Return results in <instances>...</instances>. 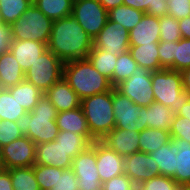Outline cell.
<instances>
[{"label":"cell","mask_w":190,"mask_h":190,"mask_svg":"<svg viewBox=\"0 0 190 190\" xmlns=\"http://www.w3.org/2000/svg\"><path fill=\"white\" fill-rule=\"evenodd\" d=\"M96 140L72 162L79 190H94L102 186L96 165Z\"/></svg>","instance_id":"obj_10"},{"label":"cell","mask_w":190,"mask_h":190,"mask_svg":"<svg viewBox=\"0 0 190 190\" xmlns=\"http://www.w3.org/2000/svg\"><path fill=\"white\" fill-rule=\"evenodd\" d=\"M190 67V39L175 42L174 70L182 72Z\"/></svg>","instance_id":"obj_40"},{"label":"cell","mask_w":190,"mask_h":190,"mask_svg":"<svg viewBox=\"0 0 190 190\" xmlns=\"http://www.w3.org/2000/svg\"><path fill=\"white\" fill-rule=\"evenodd\" d=\"M63 62L49 49L25 71V79L43 93L63 77Z\"/></svg>","instance_id":"obj_7"},{"label":"cell","mask_w":190,"mask_h":190,"mask_svg":"<svg viewBox=\"0 0 190 190\" xmlns=\"http://www.w3.org/2000/svg\"><path fill=\"white\" fill-rule=\"evenodd\" d=\"M44 94L55 106L58 113L78 108L81 105L80 98L63 77Z\"/></svg>","instance_id":"obj_20"},{"label":"cell","mask_w":190,"mask_h":190,"mask_svg":"<svg viewBox=\"0 0 190 190\" xmlns=\"http://www.w3.org/2000/svg\"><path fill=\"white\" fill-rule=\"evenodd\" d=\"M21 137H23V135L16 122L0 120V149Z\"/></svg>","instance_id":"obj_42"},{"label":"cell","mask_w":190,"mask_h":190,"mask_svg":"<svg viewBox=\"0 0 190 190\" xmlns=\"http://www.w3.org/2000/svg\"><path fill=\"white\" fill-rule=\"evenodd\" d=\"M72 162L73 159L56 141L36 145L35 164L69 169Z\"/></svg>","instance_id":"obj_18"},{"label":"cell","mask_w":190,"mask_h":190,"mask_svg":"<svg viewBox=\"0 0 190 190\" xmlns=\"http://www.w3.org/2000/svg\"><path fill=\"white\" fill-rule=\"evenodd\" d=\"M152 72L137 66L131 77L120 82L114 88L127 96L139 107H148L155 102L152 90Z\"/></svg>","instance_id":"obj_8"},{"label":"cell","mask_w":190,"mask_h":190,"mask_svg":"<svg viewBox=\"0 0 190 190\" xmlns=\"http://www.w3.org/2000/svg\"><path fill=\"white\" fill-rule=\"evenodd\" d=\"M154 158L145 152H135L124 157V173L135 183L147 181L154 176Z\"/></svg>","instance_id":"obj_17"},{"label":"cell","mask_w":190,"mask_h":190,"mask_svg":"<svg viewBox=\"0 0 190 190\" xmlns=\"http://www.w3.org/2000/svg\"><path fill=\"white\" fill-rule=\"evenodd\" d=\"M151 80L155 102L171 108L175 114L190 99L183 88L181 72L172 69L154 71Z\"/></svg>","instance_id":"obj_5"},{"label":"cell","mask_w":190,"mask_h":190,"mask_svg":"<svg viewBox=\"0 0 190 190\" xmlns=\"http://www.w3.org/2000/svg\"><path fill=\"white\" fill-rule=\"evenodd\" d=\"M8 90L27 112H31L33 110L39 99L44 94L40 89L29 83L26 79L21 81L19 84L8 88Z\"/></svg>","instance_id":"obj_27"},{"label":"cell","mask_w":190,"mask_h":190,"mask_svg":"<svg viewBox=\"0 0 190 190\" xmlns=\"http://www.w3.org/2000/svg\"><path fill=\"white\" fill-rule=\"evenodd\" d=\"M6 170L5 169V166H4V162H3V158H2V152H1V149H0V172Z\"/></svg>","instance_id":"obj_55"},{"label":"cell","mask_w":190,"mask_h":190,"mask_svg":"<svg viewBox=\"0 0 190 190\" xmlns=\"http://www.w3.org/2000/svg\"><path fill=\"white\" fill-rule=\"evenodd\" d=\"M170 135L171 138L184 139L190 143V120L175 114L170 128Z\"/></svg>","instance_id":"obj_44"},{"label":"cell","mask_w":190,"mask_h":190,"mask_svg":"<svg viewBox=\"0 0 190 190\" xmlns=\"http://www.w3.org/2000/svg\"><path fill=\"white\" fill-rule=\"evenodd\" d=\"M179 28L183 39H190V16L179 19Z\"/></svg>","instance_id":"obj_50"},{"label":"cell","mask_w":190,"mask_h":190,"mask_svg":"<svg viewBox=\"0 0 190 190\" xmlns=\"http://www.w3.org/2000/svg\"><path fill=\"white\" fill-rule=\"evenodd\" d=\"M180 186L172 177L155 175L137 185L136 190H179Z\"/></svg>","instance_id":"obj_39"},{"label":"cell","mask_w":190,"mask_h":190,"mask_svg":"<svg viewBox=\"0 0 190 190\" xmlns=\"http://www.w3.org/2000/svg\"><path fill=\"white\" fill-rule=\"evenodd\" d=\"M25 79V72L17 62L15 56L7 51L0 55V85L8 89Z\"/></svg>","instance_id":"obj_24"},{"label":"cell","mask_w":190,"mask_h":190,"mask_svg":"<svg viewBox=\"0 0 190 190\" xmlns=\"http://www.w3.org/2000/svg\"><path fill=\"white\" fill-rule=\"evenodd\" d=\"M53 21L34 4L10 25L11 40H34L48 45Z\"/></svg>","instance_id":"obj_6"},{"label":"cell","mask_w":190,"mask_h":190,"mask_svg":"<svg viewBox=\"0 0 190 190\" xmlns=\"http://www.w3.org/2000/svg\"><path fill=\"white\" fill-rule=\"evenodd\" d=\"M177 115L186 117L190 120V99L183 107L177 112Z\"/></svg>","instance_id":"obj_54"},{"label":"cell","mask_w":190,"mask_h":190,"mask_svg":"<svg viewBox=\"0 0 190 190\" xmlns=\"http://www.w3.org/2000/svg\"><path fill=\"white\" fill-rule=\"evenodd\" d=\"M33 4V0H0V11L7 25L14 23Z\"/></svg>","instance_id":"obj_36"},{"label":"cell","mask_w":190,"mask_h":190,"mask_svg":"<svg viewBox=\"0 0 190 190\" xmlns=\"http://www.w3.org/2000/svg\"><path fill=\"white\" fill-rule=\"evenodd\" d=\"M146 14L157 17L166 16L168 14L167 0H152Z\"/></svg>","instance_id":"obj_47"},{"label":"cell","mask_w":190,"mask_h":190,"mask_svg":"<svg viewBox=\"0 0 190 190\" xmlns=\"http://www.w3.org/2000/svg\"><path fill=\"white\" fill-rule=\"evenodd\" d=\"M168 14L179 20L190 16V0H167Z\"/></svg>","instance_id":"obj_45"},{"label":"cell","mask_w":190,"mask_h":190,"mask_svg":"<svg viewBox=\"0 0 190 190\" xmlns=\"http://www.w3.org/2000/svg\"><path fill=\"white\" fill-rule=\"evenodd\" d=\"M137 66V62L132 58L129 51L118 55L113 77L110 79L112 86L115 87L120 82L131 77Z\"/></svg>","instance_id":"obj_35"},{"label":"cell","mask_w":190,"mask_h":190,"mask_svg":"<svg viewBox=\"0 0 190 190\" xmlns=\"http://www.w3.org/2000/svg\"><path fill=\"white\" fill-rule=\"evenodd\" d=\"M128 51L139 67L150 72L164 69L159 62L158 43L130 46Z\"/></svg>","instance_id":"obj_26"},{"label":"cell","mask_w":190,"mask_h":190,"mask_svg":"<svg viewBox=\"0 0 190 190\" xmlns=\"http://www.w3.org/2000/svg\"><path fill=\"white\" fill-rule=\"evenodd\" d=\"M158 53L160 65L174 70L175 42L159 41Z\"/></svg>","instance_id":"obj_43"},{"label":"cell","mask_w":190,"mask_h":190,"mask_svg":"<svg viewBox=\"0 0 190 190\" xmlns=\"http://www.w3.org/2000/svg\"><path fill=\"white\" fill-rule=\"evenodd\" d=\"M72 17L94 39L108 21V11L98 0H74Z\"/></svg>","instance_id":"obj_9"},{"label":"cell","mask_w":190,"mask_h":190,"mask_svg":"<svg viewBox=\"0 0 190 190\" xmlns=\"http://www.w3.org/2000/svg\"><path fill=\"white\" fill-rule=\"evenodd\" d=\"M96 165L101 183L124 174V157L96 140Z\"/></svg>","instance_id":"obj_14"},{"label":"cell","mask_w":190,"mask_h":190,"mask_svg":"<svg viewBox=\"0 0 190 190\" xmlns=\"http://www.w3.org/2000/svg\"><path fill=\"white\" fill-rule=\"evenodd\" d=\"M0 190H13L10 174L7 169L0 172Z\"/></svg>","instance_id":"obj_51"},{"label":"cell","mask_w":190,"mask_h":190,"mask_svg":"<svg viewBox=\"0 0 190 190\" xmlns=\"http://www.w3.org/2000/svg\"><path fill=\"white\" fill-rule=\"evenodd\" d=\"M27 111L8 89L0 90V119L16 122Z\"/></svg>","instance_id":"obj_34"},{"label":"cell","mask_w":190,"mask_h":190,"mask_svg":"<svg viewBox=\"0 0 190 190\" xmlns=\"http://www.w3.org/2000/svg\"><path fill=\"white\" fill-rule=\"evenodd\" d=\"M117 57L118 55H114L104 49L94 47L87 55V59L96 68V70L108 79L113 77Z\"/></svg>","instance_id":"obj_30"},{"label":"cell","mask_w":190,"mask_h":190,"mask_svg":"<svg viewBox=\"0 0 190 190\" xmlns=\"http://www.w3.org/2000/svg\"><path fill=\"white\" fill-rule=\"evenodd\" d=\"M139 137L140 130L131 131L114 128L100 141L120 156L125 157L140 151Z\"/></svg>","instance_id":"obj_16"},{"label":"cell","mask_w":190,"mask_h":190,"mask_svg":"<svg viewBox=\"0 0 190 190\" xmlns=\"http://www.w3.org/2000/svg\"><path fill=\"white\" fill-rule=\"evenodd\" d=\"M152 0H123V4L140 10L146 14L148 6H151Z\"/></svg>","instance_id":"obj_49"},{"label":"cell","mask_w":190,"mask_h":190,"mask_svg":"<svg viewBox=\"0 0 190 190\" xmlns=\"http://www.w3.org/2000/svg\"><path fill=\"white\" fill-rule=\"evenodd\" d=\"M56 123L60 131H71L84 136L91 144L95 139L91 136L87 120L81 107L62 111L57 114Z\"/></svg>","instance_id":"obj_22"},{"label":"cell","mask_w":190,"mask_h":190,"mask_svg":"<svg viewBox=\"0 0 190 190\" xmlns=\"http://www.w3.org/2000/svg\"><path fill=\"white\" fill-rule=\"evenodd\" d=\"M183 88L190 96V67L184 69L182 72Z\"/></svg>","instance_id":"obj_52"},{"label":"cell","mask_w":190,"mask_h":190,"mask_svg":"<svg viewBox=\"0 0 190 190\" xmlns=\"http://www.w3.org/2000/svg\"><path fill=\"white\" fill-rule=\"evenodd\" d=\"M171 140L170 131L155 128L140 129L139 147L141 152L150 154Z\"/></svg>","instance_id":"obj_28"},{"label":"cell","mask_w":190,"mask_h":190,"mask_svg":"<svg viewBox=\"0 0 190 190\" xmlns=\"http://www.w3.org/2000/svg\"><path fill=\"white\" fill-rule=\"evenodd\" d=\"M178 146L175 175L172 177L180 187L190 186V143L187 140L171 138Z\"/></svg>","instance_id":"obj_25"},{"label":"cell","mask_w":190,"mask_h":190,"mask_svg":"<svg viewBox=\"0 0 190 190\" xmlns=\"http://www.w3.org/2000/svg\"><path fill=\"white\" fill-rule=\"evenodd\" d=\"M179 190H190V187H180Z\"/></svg>","instance_id":"obj_57"},{"label":"cell","mask_w":190,"mask_h":190,"mask_svg":"<svg viewBox=\"0 0 190 190\" xmlns=\"http://www.w3.org/2000/svg\"><path fill=\"white\" fill-rule=\"evenodd\" d=\"M5 25H6V23L4 22L3 15H2V13L0 11V27H3Z\"/></svg>","instance_id":"obj_56"},{"label":"cell","mask_w":190,"mask_h":190,"mask_svg":"<svg viewBox=\"0 0 190 190\" xmlns=\"http://www.w3.org/2000/svg\"><path fill=\"white\" fill-rule=\"evenodd\" d=\"M113 113L115 128L122 130H140L137 120L141 114V107L137 106L127 96L112 89Z\"/></svg>","instance_id":"obj_13"},{"label":"cell","mask_w":190,"mask_h":190,"mask_svg":"<svg viewBox=\"0 0 190 190\" xmlns=\"http://www.w3.org/2000/svg\"><path fill=\"white\" fill-rule=\"evenodd\" d=\"M175 113L165 105L153 102L148 107H141L137 120L140 129L155 128L170 131Z\"/></svg>","instance_id":"obj_15"},{"label":"cell","mask_w":190,"mask_h":190,"mask_svg":"<svg viewBox=\"0 0 190 190\" xmlns=\"http://www.w3.org/2000/svg\"><path fill=\"white\" fill-rule=\"evenodd\" d=\"M145 13L127 5H120L108 11V20L119 23L128 31L133 29Z\"/></svg>","instance_id":"obj_32"},{"label":"cell","mask_w":190,"mask_h":190,"mask_svg":"<svg viewBox=\"0 0 190 190\" xmlns=\"http://www.w3.org/2000/svg\"><path fill=\"white\" fill-rule=\"evenodd\" d=\"M5 169L29 167L35 164L36 144L27 136L1 148Z\"/></svg>","instance_id":"obj_12"},{"label":"cell","mask_w":190,"mask_h":190,"mask_svg":"<svg viewBox=\"0 0 190 190\" xmlns=\"http://www.w3.org/2000/svg\"><path fill=\"white\" fill-rule=\"evenodd\" d=\"M50 190H79L77 177L72 168H58L57 180Z\"/></svg>","instance_id":"obj_41"},{"label":"cell","mask_w":190,"mask_h":190,"mask_svg":"<svg viewBox=\"0 0 190 190\" xmlns=\"http://www.w3.org/2000/svg\"><path fill=\"white\" fill-rule=\"evenodd\" d=\"M159 17L144 14L141 21L129 31L130 46L159 43Z\"/></svg>","instance_id":"obj_19"},{"label":"cell","mask_w":190,"mask_h":190,"mask_svg":"<svg viewBox=\"0 0 190 190\" xmlns=\"http://www.w3.org/2000/svg\"><path fill=\"white\" fill-rule=\"evenodd\" d=\"M94 190H105L103 186H100L99 188L97 189H94Z\"/></svg>","instance_id":"obj_58"},{"label":"cell","mask_w":190,"mask_h":190,"mask_svg":"<svg viewBox=\"0 0 190 190\" xmlns=\"http://www.w3.org/2000/svg\"><path fill=\"white\" fill-rule=\"evenodd\" d=\"M7 171L10 174L13 190H40L33 166L12 168Z\"/></svg>","instance_id":"obj_33"},{"label":"cell","mask_w":190,"mask_h":190,"mask_svg":"<svg viewBox=\"0 0 190 190\" xmlns=\"http://www.w3.org/2000/svg\"><path fill=\"white\" fill-rule=\"evenodd\" d=\"M55 141L60 144L72 159L91 146V143L84 136L71 131L59 130Z\"/></svg>","instance_id":"obj_31"},{"label":"cell","mask_w":190,"mask_h":190,"mask_svg":"<svg viewBox=\"0 0 190 190\" xmlns=\"http://www.w3.org/2000/svg\"><path fill=\"white\" fill-rule=\"evenodd\" d=\"M160 41L176 42L182 38L178 20L172 16H160Z\"/></svg>","instance_id":"obj_37"},{"label":"cell","mask_w":190,"mask_h":190,"mask_svg":"<svg viewBox=\"0 0 190 190\" xmlns=\"http://www.w3.org/2000/svg\"><path fill=\"white\" fill-rule=\"evenodd\" d=\"M33 170L40 190H50L57 180L58 168L34 164Z\"/></svg>","instance_id":"obj_38"},{"label":"cell","mask_w":190,"mask_h":190,"mask_svg":"<svg viewBox=\"0 0 190 190\" xmlns=\"http://www.w3.org/2000/svg\"><path fill=\"white\" fill-rule=\"evenodd\" d=\"M93 47L101 48L114 55L129 50V31L122 25L108 20L100 33L93 39Z\"/></svg>","instance_id":"obj_11"},{"label":"cell","mask_w":190,"mask_h":190,"mask_svg":"<svg viewBox=\"0 0 190 190\" xmlns=\"http://www.w3.org/2000/svg\"><path fill=\"white\" fill-rule=\"evenodd\" d=\"M105 190H136L135 183L124 173L102 184Z\"/></svg>","instance_id":"obj_46"},{"label":"cell","mask_w":190,"mask_h":190,"mask_svg":"<svg viewBox=\"0 0 190 190\" xmlns=\"http://www.w3.org/2000/svg\"><path fill=\"white\" fill-rule=\"evenodd\" d=\"M11 43V32L10 26L5 25L0 27V55L9 51V46Z\"/></svg>","instance_id":"obj_48"},{"label":"cell","mask_w":190,"mask_h":190,"mask_svg":"<svg viewBox=\"0 0 190 190\" xmlns=\"http://www.w3.org/2000/svg\"><path fill=\"white\" fill-rule=\"evenodd\" d=\"M58 111L43 94L31 112H26L17 121L23 136L29 137L36 145L55 141L59 129L56 123Z\"/></svg>","instance_id":"obj_2"},{"label":"cell","mask_w":190,"mask_h":190,"mask_svg":"<svg viewBox=\"0 0 190 190\" xmlns=\"http://www.w3.org/2000/svg\"><path fill=\"white\" fill-rule=\"evenodd\" d=\"M63 78L80 100L114 88L110 79L100 74L87 58L65 62Z\"/></svg>","instance_id":"obj_3"},{"label":"cell","mask_w":190,"mask_h":190,"mask_svg":"<svg viewBox=\"0 0 190 190\" xmlns=\"http://www.w3.org/2000/svg\"><path fill=\"white\" fill-rule=\"evenodd\" d=\"M74 0H33V4L52 21L72 15Z\"/></svg>","instance_id":"obj_29"},{"label":"cell","mask_w":190,"mask_h":190,"mask_svg":"<svg viewBox=\"0 0 190 190\" xmlns=\"http://www.w3.org/2000/svg\"><path fill=\"white\" fill-rule=\"evenodd\" d=\"M47 47L65 63L71 60L86 59L93 48V39L71 15L53 21Z\"/></svg>","instance_id":"obj_1"},{"label":"cell","mask_w":190,"mask_h":190,"mask_svg":"<svg viewBox=\"0 0 190 190\" xmlns=\"http://www.w3.org/2000/svg\"><path fill=\"white\" fill-rule=\"evenodd\" d=\"M98 1L107 11L116 8L117 6L123 5V0H98Z\"/></svg>","instance_id":"obj_53"},{"label":"cell","mask_w":190,"mask_h":190,"mask_svg":"<svg viewBox=\"0 0 190 190\" xmlns=\"http://www.w3.org/2000/svg\"><path fill=\"white\" fill-rule=\"evenodd\" d=\"M48 49L47 44L34 40H11L9 51L25 72Z\"/></svg>","instance_id":"obj_21"},{"label":"cell","mask_w":190,"mask_h":190,"mask_svg":"<svg viewBox=\"0 0 190 190\" xmlns=\"http://www.w3.org/2000/svg\"><path fill=\"white\" fill-rule=\"evenodd\" d=\"M177 144L171 140L162 145L158 150L150 153L154 158V176L163 175L173 177L175 175L176 155L178 153Z\"/></svg>","instance_id":"obj_23"},{"label":"cell","mask_w":190,"mask_h":190,"mask_svg":"<svg viewBox=\"0 0 190 190\" xmlns=\"http://www.w3.org/2000/svg\"><path fill=\"white\" fill-rule=\"evenodd\" d=\"M80 107L95 140H101L115 128L112 90L84 98Z\"/></svg>","instance_id":"obj_4"}]
</instances>
